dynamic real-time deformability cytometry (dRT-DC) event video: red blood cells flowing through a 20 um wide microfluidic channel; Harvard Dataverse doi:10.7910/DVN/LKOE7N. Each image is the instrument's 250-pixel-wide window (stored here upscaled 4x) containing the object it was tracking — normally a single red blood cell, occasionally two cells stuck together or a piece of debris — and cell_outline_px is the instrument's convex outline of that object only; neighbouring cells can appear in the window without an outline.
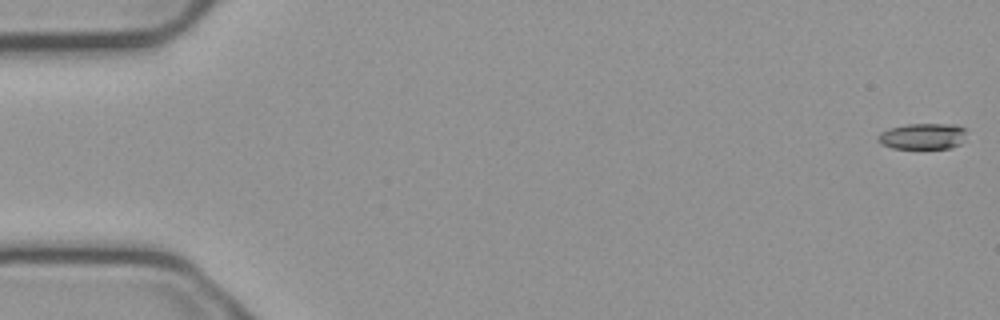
{"species": "common noctule bat (a hibernating species)", "species_latin": "Nyctalus noctula", "temperature_condition": "cold", "stored_images_in_passage": 55, "camera_frame_rate_fps": 3000, "um_per_image_px": 0.085, "animal": {"sex": "male", "body_mass_g": 23.1, "forearm_length_mm": 52.7}, "frame": {"image": 1, "passage_image": 1, "time_ms": 0.0, "image_size_px": [1000, 320], "cell_outline_px": [[964, 132], [960, 144], [952, 148], [892, 148], [880, 144], [876, 140], [876, 136], [880, 132], [888, 128], [908, 124], [956, 124], [964, 128]], "centroid_in_image_um": [78.35, 11.58], "position_along_channel_um": 6.6, "area_um2": 13.47}}
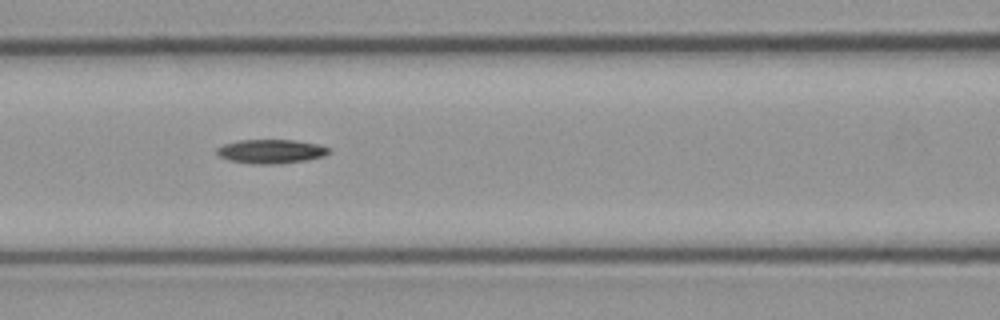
{"frame": {"image": 2, "passage_image": 24, "time_ms": 7.667, "image_size_px": [1000, 320], "cell_outline_px": [[332, 152], [324, 156], [308, 160], [276, 164], [252, 164], [228, 160], [220, 156], [216, 152], [216, 148], [224, 144], [240, 140], [296, 140], [320, 144], [328, 148]], "centroid_in_image_um": [23.06, 12.87], "position_along_channel_um": 143.5, "area_um2": 15.84}}
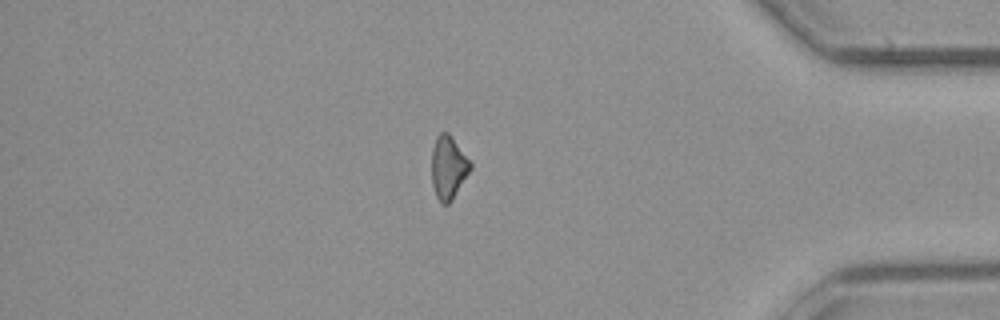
{"frame": {"image": 3, "passage_image": 47, "time_ms": 15.333, "image_size_px": [1000, 320], "cell_outline_px": [[472, 168], [452, 200], [448, 204], [440, 204], [436, 196], [432, 184], [432, 148], [436, 136], [440, 132], [448, 132], [452, 136], [472, 164]], "centroid_in_image_um": [38.1, 14.23], "position_along_channel_um": 397.1, "area_um2": 14.33}, "authors_computed_cell_mechanics": {"area_um2": 14.739, "velocity_mm_per_s": 3.7623, "shape_relaxation_time_tau1_ms": 5.6585, "shape_relaxation_time_tau2_ms": null, "deformation_change_tau1": 0.0924, "deformation_change_tau2": null}}